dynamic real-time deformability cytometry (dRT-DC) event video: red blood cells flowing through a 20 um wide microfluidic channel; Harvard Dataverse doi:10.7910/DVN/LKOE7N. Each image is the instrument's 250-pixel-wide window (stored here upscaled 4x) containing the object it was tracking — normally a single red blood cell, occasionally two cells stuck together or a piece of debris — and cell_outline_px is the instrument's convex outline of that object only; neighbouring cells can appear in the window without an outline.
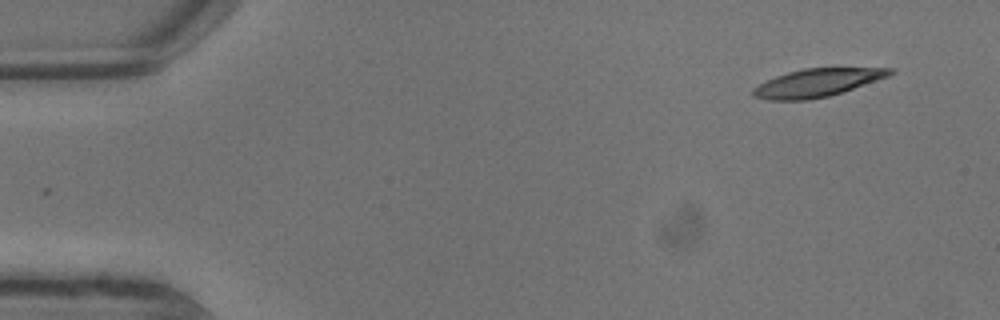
{"species": "common noctule bat (a hibernating species)", "species_latin": "Nyctalus noctula", "temperature_condition": "warm", "stored_images_in_passage": 2, "camera_frame_rate_fps": 3000, "um_per_image_px": 0.085, "animal": {"sex": "male", "body_mass_g": 13.3}, "frame": {"image": 1, "passage_image": 2, "time_ms": 0.333, "image_size_px": [1000, 320], "cell_outline_px": [[896, 72], [888, 76], [828, 96], [808, 100], [768, 100], [752, 96], [752, 88], [776, 76], [788, 72], [804, 68], [896, 68]], "centroid_in_image_um": [69.43, 7.03], "position_along_channel_um": 15.6, "area_um2": 22.02}}